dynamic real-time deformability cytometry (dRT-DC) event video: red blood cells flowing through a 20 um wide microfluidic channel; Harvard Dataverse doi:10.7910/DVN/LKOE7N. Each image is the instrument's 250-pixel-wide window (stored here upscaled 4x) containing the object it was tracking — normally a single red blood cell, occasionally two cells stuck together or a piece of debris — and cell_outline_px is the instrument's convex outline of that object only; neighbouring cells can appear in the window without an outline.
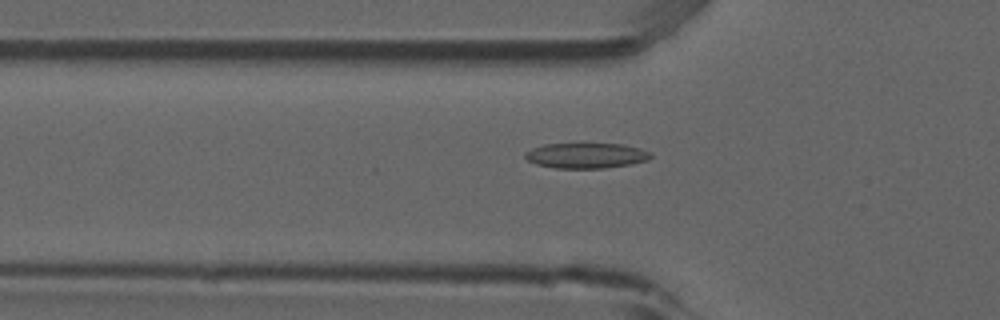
{"species": "common noctule bat (a hibernating species)", "species_latin": "Nyctalus noctula", "temperature_condition": "room temperature", "stored_images_in_passage": 37, "camera_frame_rate_fps": 3000, "um_per_image_px": 0.085, "animal": {"sex": "male", "forearm_length_mm": 52.5}, "frame": {"image": 1, "passage_image": 2, "time_ms": 0.333, "image_size_px": [1000, 320], "cell_outline_px": [[652, 156], [648, 160], [632, 164], [604, 168], [556, 168], [536, 164], [528, 160], [524, 156], [524, 152], [532, 148], [544, 144], [624, 144], [640, 148], [652, 152]], "centroid_in_image_um": [49.85, 13.22], "position_along_channel_um": 76.0, "area_um2": 18.61}}
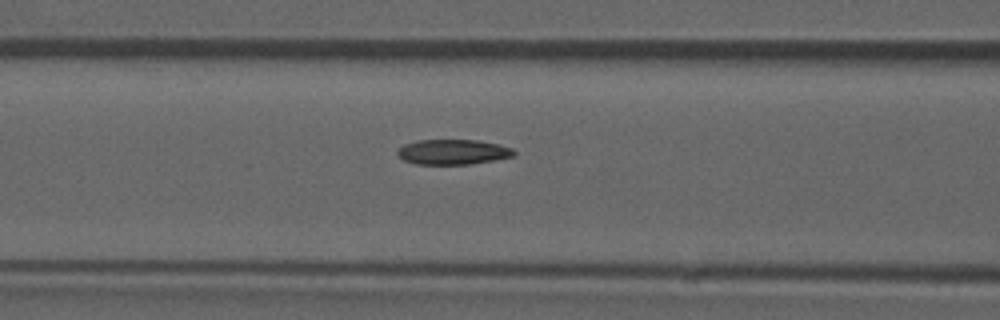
{"frame": {"image": 2, "passage_image": 6, "time_ms": 1.667, "image_size_px": [1000, 320], "cell_outline_px": [[516, 156], [468, 164], [416, 164], [404, 160], [396, 152], [404, 144], [416, 140], [476, 140], [496, 144], [512, 148], [516, 152]], "centroid_in_image_um": [38.5, 12.91], "position_along_channel_um": 128.1, "area_um2": 16.88}}
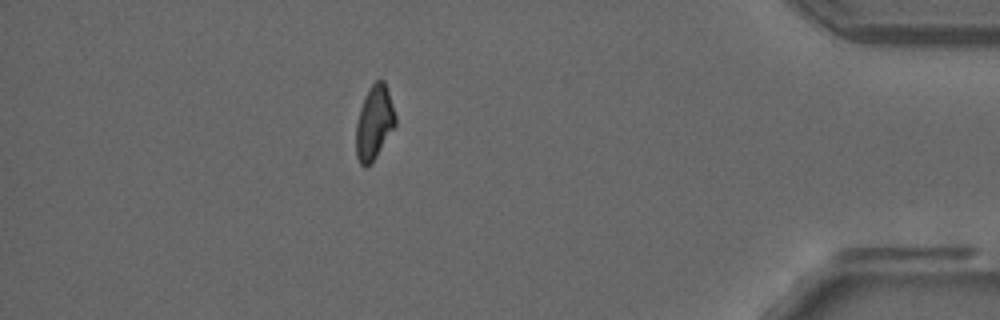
{"frame": {"image": 3, "passage_image": 31, "time_ms": 10.0, "image_size_px": [1000, 320], "cell_outline_px": [[396, 124], [376, 156], [364, 168], [360, 164], [356, 156], [356, 124], [360, 108], [372, 84], [376, 80], [384, 80], [396, 116]], "centroid_in_image_um": [31.8, 10.43], "position_along_channel_um": 403.4, "area_um2": 16.53}, "authors_computed_cell_mechanics": {"area_um2": 17.2822, "velocity_mm_per_s": 3.8578, "shape_relaxation_time_tau1_ms": null, "shape_relaxation_time_tau2_ms": 5.4512, "deformation_change_tau1": null, "deformation_change_tau2": 0.1235}}